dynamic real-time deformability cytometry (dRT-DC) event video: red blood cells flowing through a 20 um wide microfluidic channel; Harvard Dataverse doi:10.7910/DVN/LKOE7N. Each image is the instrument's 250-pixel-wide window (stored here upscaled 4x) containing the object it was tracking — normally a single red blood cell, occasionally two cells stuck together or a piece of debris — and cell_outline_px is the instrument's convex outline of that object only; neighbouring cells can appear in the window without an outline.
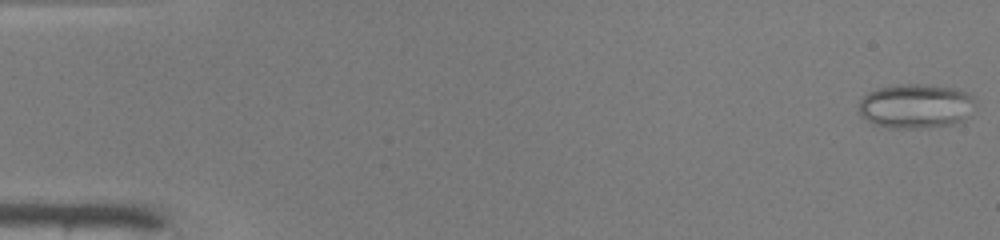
{"species": "common noctule bat (a hibernating species)", "species_latin": "Nyctalus noctula", "temperature_condition": "warm", "stored_images_in_passage": 48, "camera_frame_rate_fps": 3000, "um_per_image_px": 0.085, "animal": {"sex": "male", "body_mass_g": 19.0, "forearm_length_mm": 50.8}, "frame": {"image": 1, "passage_image": 1, "time_ms": 0.0, "image_size_px": [1000, 240], "cell_outline_px": [[976, 104], [968, 116], [964, 120], [952, 124], [928, 128], [888, 128], [876, 124], [860, 116], [856, 112], [860, 100], [868, 92], [876, 88], [896, 84], [920, 84], [956, 88], [968, 92], [976, 100]], "centroid_in_image_um": [77.83, 9.01], "position_along_channel_um": 7.2, "area_um2": 30.75}}
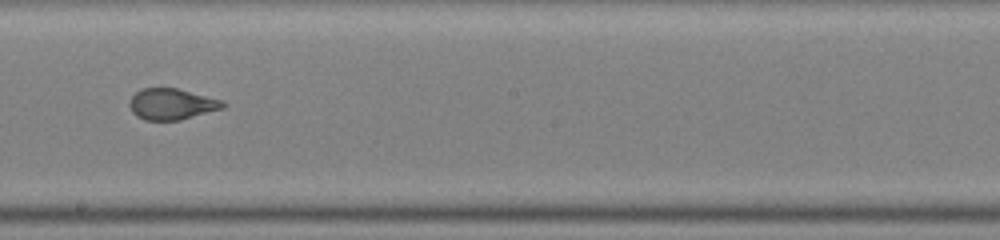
{"frame": {"image": 2, "passage_image": 28, "time_ms": 9.0, "image_size_px": [1000, 240], "cell_outline_px": [[228, 104], [224, 108], [180, 120], [144, 120], [136, 116], [132, 112], [128, 104], [132, 96], [136, 92], [144, 88], [176, 88], [224, 100]], "centroid_in_image_um": [14.62, 8.85], "position_along_channel_um": 233.6, "area_um2": 17.05}}
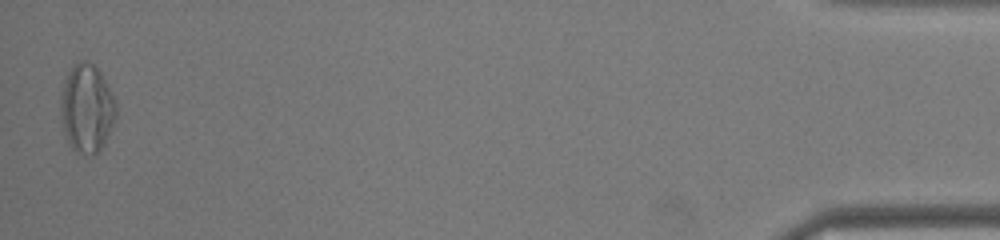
{"frame": {"image": 3, "passage_image": 48, "time_ms": 15.667, "image_size_px": [1000, 240], "cell_outline_px": [[116, 116], [108, 136], [104, 144], [92, 156], [88, 156], [76, 152], [72, 148], [64, 132], [60, 120], [60, 96], [64, 80], [68, 72], [80, 60], [88, 60], [100, 72], [112, 92], [116, 100]], "centroid_in_image_um": [7.36, 9.22], "position_along_channel_um": 427.8, "area_um2": 28.73}}